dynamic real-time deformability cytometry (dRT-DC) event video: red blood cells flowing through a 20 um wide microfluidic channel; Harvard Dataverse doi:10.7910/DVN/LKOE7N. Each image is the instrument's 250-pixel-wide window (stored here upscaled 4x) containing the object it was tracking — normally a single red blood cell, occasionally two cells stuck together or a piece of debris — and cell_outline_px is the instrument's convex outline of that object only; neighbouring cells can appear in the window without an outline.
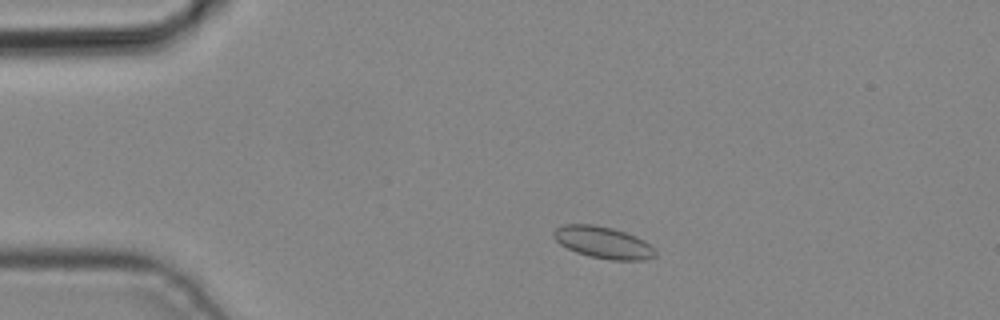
{"species": "common noctule bat (a hibernating species)", "species_latin": "Nyctalus noctula", "temperature_condition": "cold", "stored_images_in_passage": 3, "camera_frame_rate_fps": 3000, "um_per_image_px": 0.085, "animal": {"sex": "male", "body_mass_g": 19.2, "forearm_length_mm": 51.8}, "frame": {"image": 1, "passage_image": 2, "time_ms": 0.333, "image_size_px": [1000, 320], "cell_outline_px": [[656, 256], [644, 260], [612, 260], [588, 256], [576, 252], [560, 244], [552, 236], [552, 232], [556, 228], [564, 224], [592, 224], [612, 228], [636, 236], [644, 240], [656, 248]], "centroid_in_image_um": [51.28, 20.61], "position_along_channel_um": 33.7, "area_um2": 18.96}}